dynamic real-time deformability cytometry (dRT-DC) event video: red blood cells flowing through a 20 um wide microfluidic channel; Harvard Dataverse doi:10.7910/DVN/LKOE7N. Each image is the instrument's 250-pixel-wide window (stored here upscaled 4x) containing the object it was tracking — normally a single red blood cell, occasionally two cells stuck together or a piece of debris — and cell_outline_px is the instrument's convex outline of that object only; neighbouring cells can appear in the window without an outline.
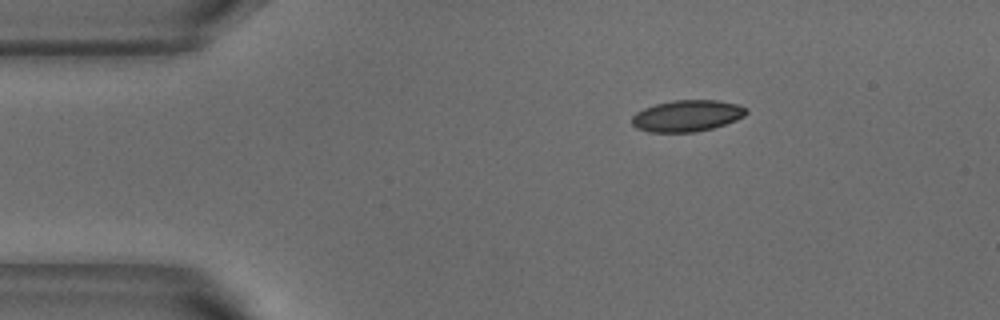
{"species": "common noctule bat (a hibernating species)", "species_latin": "Nyctalus noctula", "temperature_condition": "warm", "stored_images_in_passage": 45, "camera_frame_rate_fps": 3000, "um_per_image_px": 0.085, "animal": {"sex": "male", "body_mass_g": 18.8}, "frame": {"image": 1, "passage_image": 1, "time_ms": 0.0, "image_size_px": [1000, 320], "cell_outline_px": [[748, 112], [744, 116], [736, 120], [712, 128], [696, 132], [648, 132], [636, 128], [632, 124], [632, 116], [636, 112], [644, 108], [656, 104], [672, 100], [716, 100], [736, 104], [748, 108]], "centroid_in_image_um": [58.39, 9.84], "position_along_channel_um": 26.6, "area_um2": 20.98}}
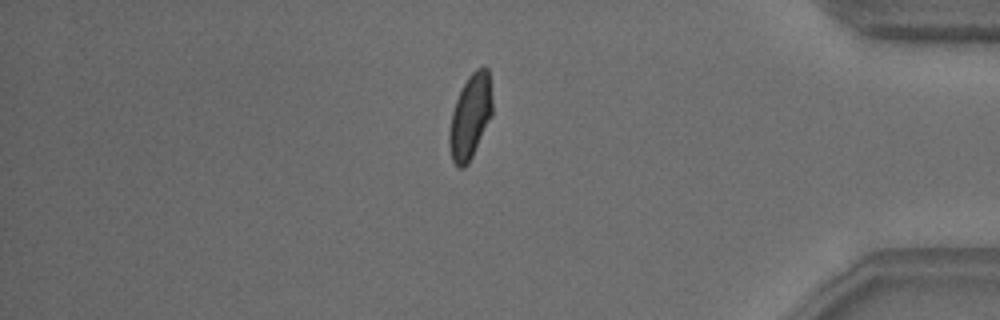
{"frame": {"image": 2, "passage_image": 37, "time_ms": 12.0, "image_size_px": [1000, 320], "cell_outline_px": [[492, 116], [468, 164], [464, 168], [456, 168], [452, 160], [448, 144], [448, 132], [452, 112], [456, 100], [468, 76], [476, 68], [488, 68], [492, 100]], "centroid_in_image_um": [39.96, 9.95], "position_along_channel_um": 395.2, "area_um2": 21.21}}
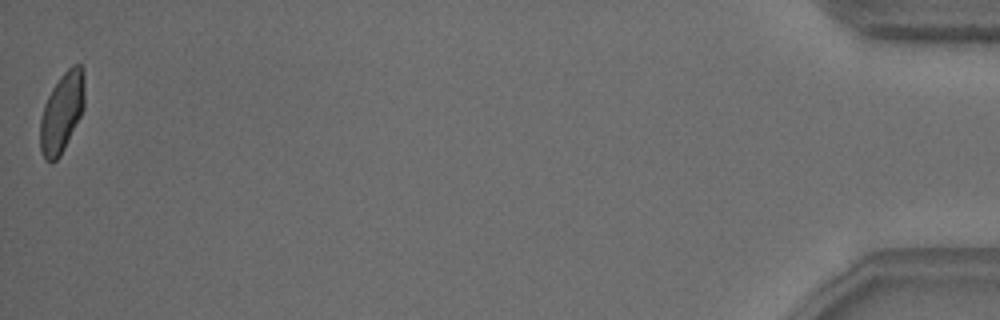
{"frame": {"image": 3, "passage_image": 45, "time_ms": 14.667, "image_size_px": [1000, 320], "cell_outline_px": [[84, 108], [60, 156], [52, 164], [44, 160], [40, 152], [40, 120], [44, 104], [52, 88], [60, 76], [72, 64], [80, 64], [84, 68]], "centroid_in_image_um": [5.25, 9.56], "position_along_channel_um": 430.0, "area_um2": 20.81}, "authors_computed_cell_mechanics": {"area_um2": 21.2126, "velocity_mm_per_s": 3.7908, "shape_relaxation_time_tau1_ms": 5.2347, "shape_relaxation_time_tau2_ms": 0.7257, "deformation_change_tau1": 0.1558, "deformation_change_tau2": 0.0611}}